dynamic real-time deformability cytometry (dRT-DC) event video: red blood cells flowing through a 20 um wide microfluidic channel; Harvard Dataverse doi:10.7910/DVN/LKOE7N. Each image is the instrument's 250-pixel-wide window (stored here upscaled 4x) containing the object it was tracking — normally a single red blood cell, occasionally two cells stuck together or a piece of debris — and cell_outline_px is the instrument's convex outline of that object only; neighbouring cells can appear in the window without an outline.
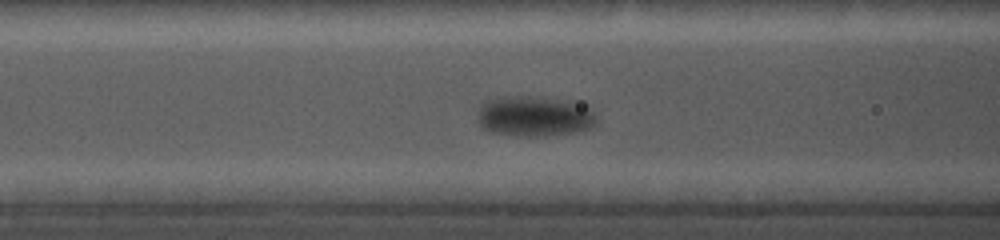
{"species": "common noctule bat (a hibernating species)", "species_latin": "Nyctalus noctula", "temperature_condition": "cold", "stored_images_in_passage": 41, "camera_frame_rate_fps": 5000, "um_per_image_px": 0.085, "animal": {"sex": "female", "body_mass_g": 19.0, "forearm_length_mm": 56.7}, "frame": {"image": 1, "passage_image": 19, "time_ms": 8.0, "image_size_px": [1000, 240], "cell_outline_px": [[596, 124], [592, 128], [576, 132], [544, 136], [512, 136], [488, 132], [480, 128], [476, 120], [476, 112], [480, 104], [484, 100], [504, 96], [540, 96], [568, 100], [588, 108], [596, 116]], "centroid_in_image_um": [45.32, 9.88], "position_along_channel_um": 121.3, "area_um2": 28.9}}
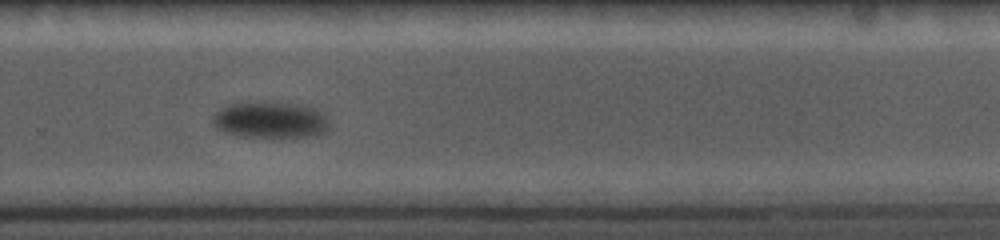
{"frame": {"image": 2, "passage_image": 30, "time_ms": 13.4, "image_size_px": [1000, 240], "cell_outline_px": [[328, 124], [320, 132], [312, 136], [240, 136], [224, 132], [216, 128], [212, 120], [212, 116], [216, 112], [232, 104], [248, 100], [272, 100], [296, 104], [312, 108], [320, 112], [328, 120]], "centroid_in_image_um": [22.89, 10.14], "position_along_channel_um": 306.9, "area_um2": 24.57}}
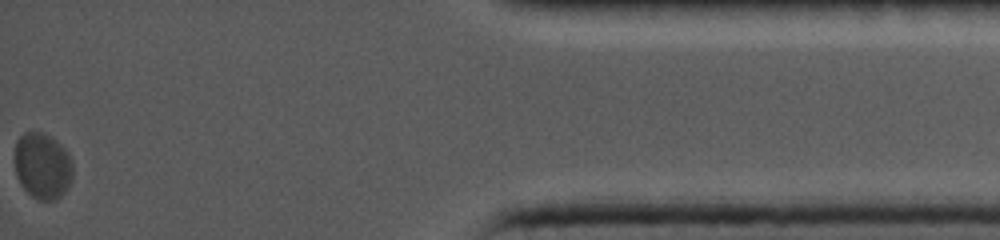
{"frame": {"image": 3, "passage_image": 41, "time_ms": 18.6, "image_size_px": [1000, 240], "cell_outline_px": [[72, 180], [64, 192], [56, 200], [40, 200], [32, 196], [20, 184], [16, 176], [16, 140], [24, 132], [44, 132], [56, 140], [64, 148], [72, 160]], "centroid_in_image_um": [3.62, 14.09], "position_along_channel_um": 431.6, "area_um2": 22.37}}